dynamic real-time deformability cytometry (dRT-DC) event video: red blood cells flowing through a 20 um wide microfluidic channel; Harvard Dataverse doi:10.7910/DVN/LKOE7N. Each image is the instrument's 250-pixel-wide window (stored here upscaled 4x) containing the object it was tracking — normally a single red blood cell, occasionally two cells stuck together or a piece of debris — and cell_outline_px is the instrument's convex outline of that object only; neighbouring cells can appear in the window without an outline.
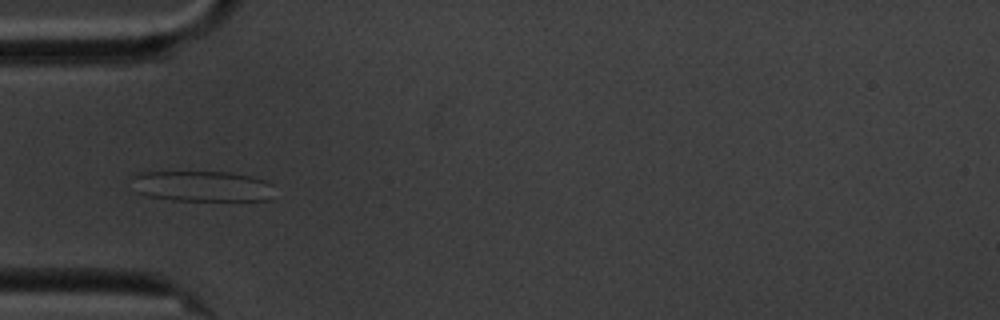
{"species": "common noctule bat (a hibernating species)", "species_latin": "Nyctalus noctula", "temperature_condition": "cold", "stored_images_in_passage": 58, "camera_frame_rate_fps": 3000, "um_per_image_px": 0.085, "animal": {"sex": "male", "body_mass_g": 20.1, "forearm_length_mm": 53.5}, "frame": {"image": 1, "passage_image": 18, "time_ms": 5.667, "image_size_px": [1000, 320], "cell_outline_px": [[272, 184], [268, 200], [172, 200], [148, 196], [136, 192], [132, 176], [132, 172], [232, 172], [252, 176], [268, 180]], "centroid_in_image_um": [17.14, 15.81], "position_along_channel_um": 67.9, "area_um2": 25.49}}
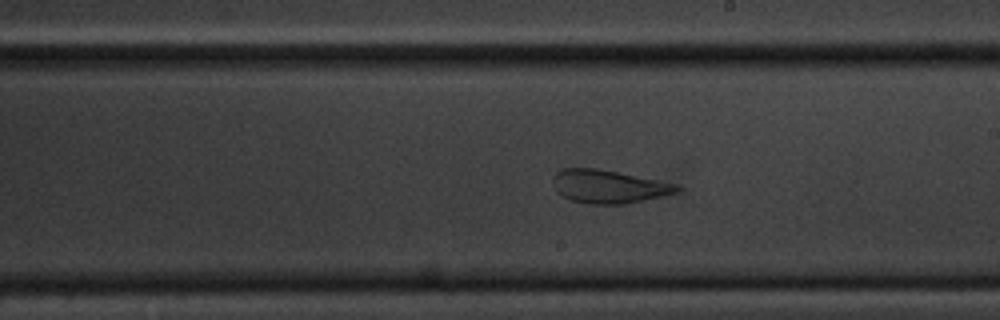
{"frame": {"image": 2, "passage_image": 33, "time_ms": 10.667, "image_size_px": [1000, 320], "cell_outline_px": [[684, 188], [680, 192], [624, 204], [588, 204], [572, 200], [556, 192], [552, 184], [552, 176], [560, 168], [596, 168], [680, 184]], "centroid_in_image_um": [51.74, 15.85], "position_along_channel_um": 237.3, "area_um2": 24.28}}
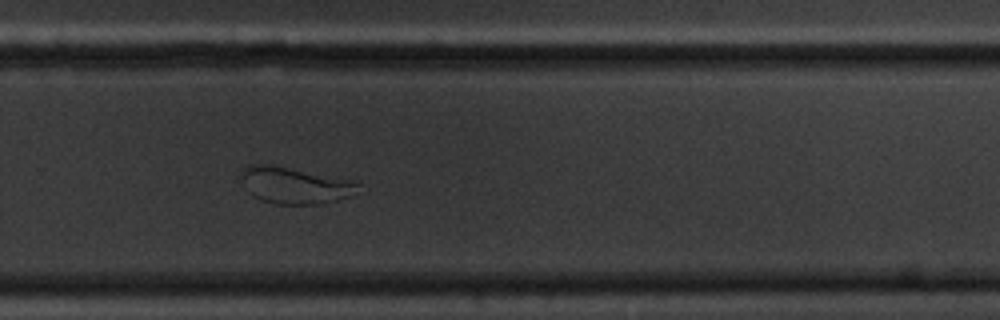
{"frame": {"image": 3, "passage_image": 39, "time_ms": 12.667, "image_size_px": [1000, 320], "cell_outline_px": [[360, 184], [356, 192], [348, 196], [336, 200], [320, 204], [276, 204], [260, 200], [252, 196], [248, 192], [240, 180], [240, 172], [248, 164], [272, 164], [360, 180]], "centroid_in_image_um": [25.06, 15.73], "position_along_channel_um": 304.7, "area_um2": 25.66}}